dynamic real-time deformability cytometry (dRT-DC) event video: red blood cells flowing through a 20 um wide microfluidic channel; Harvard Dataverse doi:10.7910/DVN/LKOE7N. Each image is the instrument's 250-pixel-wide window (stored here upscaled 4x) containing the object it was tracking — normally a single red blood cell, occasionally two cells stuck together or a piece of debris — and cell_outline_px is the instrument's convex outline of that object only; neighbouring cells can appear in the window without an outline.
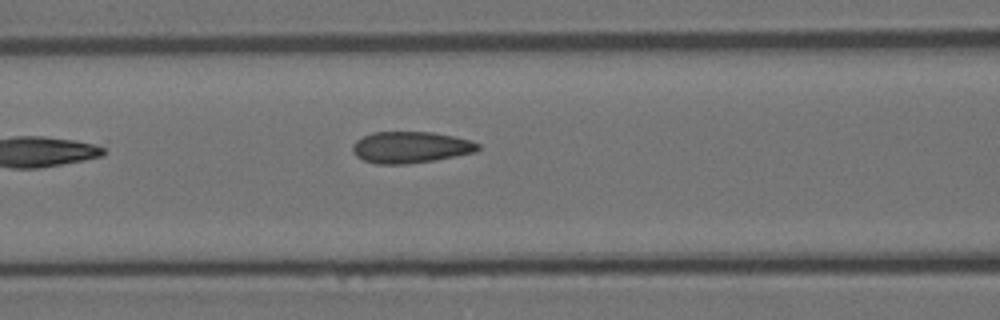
{"species": "Egyptian fruit bat (a non-hibernating species)", "species_latin": "Rousettus aegyptiacus", "temperature_condition": "room temperature", "stored_images_in_passage": 7, "camera_frame_rate_fps": 3000, "um_per_image_px": 0.085, "animal": {"sex": "female"}, "frame": {"image": 1, "passage_image": 7, "time_ms": 2.0, "image_size_px": [1000, 320], "cell_outline_px": [[480, 148], [476, 152], [436, 160], [408, 164], [376, 164], [364, 160], [356, 156], [352, 152], [352, 144], [356, 140], [372, 132], [432, 132], [472, 140], [480, 144]], "centroid_in_image_um": [34.9, 12.52], "position_along_channel_um": 131.7, "area_um2": 23.18}}